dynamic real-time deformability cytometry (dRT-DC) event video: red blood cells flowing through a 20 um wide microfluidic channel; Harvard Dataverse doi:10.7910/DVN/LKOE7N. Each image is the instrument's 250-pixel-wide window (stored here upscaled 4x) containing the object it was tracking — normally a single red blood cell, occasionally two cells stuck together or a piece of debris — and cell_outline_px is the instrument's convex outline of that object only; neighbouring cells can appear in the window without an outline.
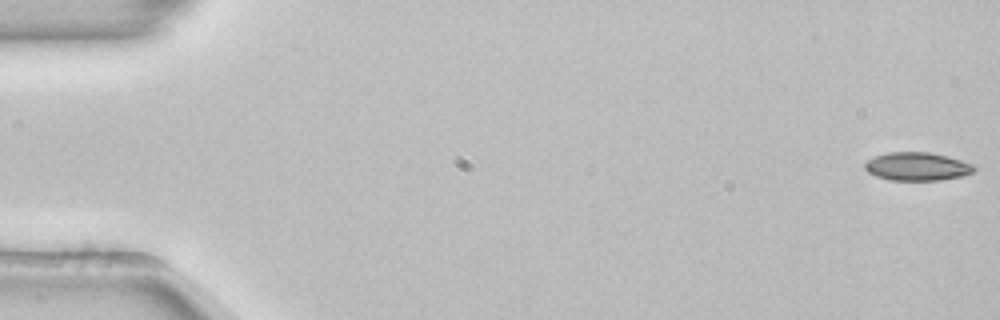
{"species": "common noctule bat (a hibernating species)", "species_latin": "Nyctalus noctula", "temperature_condition": "room temperature", "stored_images_in_passage": 48, "camera_frame_rate_fps": 3000, "um_per_image_px": 0.085, "animal": {"sex": "female", "body_mass_g": 22.7, "forearm_length_mm": 54.2}, "frame": {"image": 1, "passage_image": 1, "time_ms": 0.0, "image_size_px": [1000, 320], "cell_outline_px": [[976, 168], [972, 172], [964, 176], [940, 180], [888, 180], [876, 176], [868, 172], [864, 168], [864, 164], [868, 160], [876, 156], [888, 152], [928, 152], [948, 156], [976, 164]], "centroid_in_image_um": [77.99, 14.15], "position_along_channel_um": 7.0, "area_um2": 18.15}}
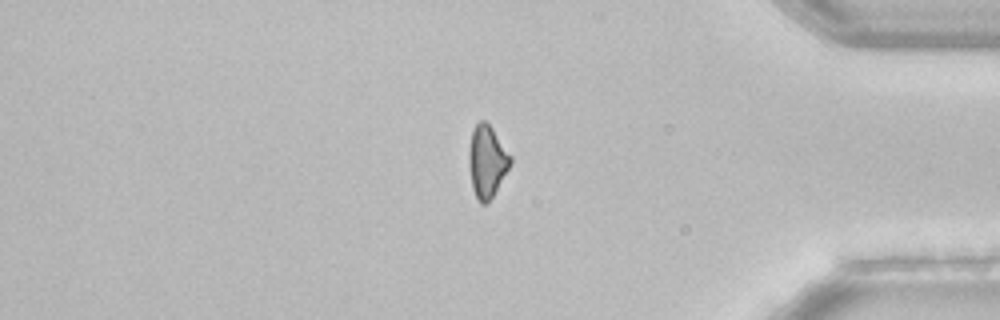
{"frame": {"image": 2, "passage_image": 45, "time_ms": 14.667, "image_size_px": [1000, 320], "cell_outline_px": [[512, 160], [496, 192], [484, 204], [480, 204], [476, 200], [472, 188], [468, 164], [468, 152], [472, 132], [476, 124], [480, 120], [484, 120], [492, 128], [512, 156]], "centroid_in_image_um": [41.37, 13.74], "position_along_channel_um": 393.8, "area_um2": 17.46}}